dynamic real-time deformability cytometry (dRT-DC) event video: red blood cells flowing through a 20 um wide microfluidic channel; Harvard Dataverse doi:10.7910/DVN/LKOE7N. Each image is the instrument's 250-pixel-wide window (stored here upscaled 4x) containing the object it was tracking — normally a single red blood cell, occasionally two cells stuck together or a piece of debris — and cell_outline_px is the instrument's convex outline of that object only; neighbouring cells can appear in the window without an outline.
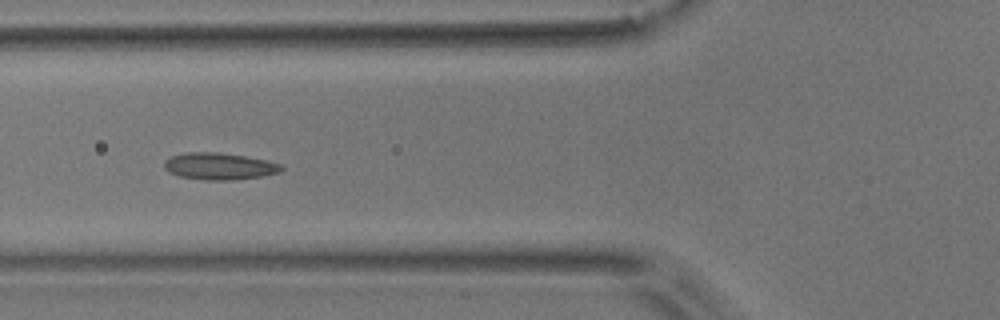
{"species": "common noctule bat (a hibernating species)", "species_latin": "Nyctalus noctula", "temperature_condition": "room temperature", "stored_images_in_passage": 11, "camera_frame_rate_fps": 3000, "um_per_image_px": 0.085, "animal": {"sex": "male", "body_mass_g": 17.9}, "frame": {"image": 1, "passage_image": 4, "time_ms": 4.333, "image_size_px": [1000, 320], "cell_outline_px": [[284, 168], [280, 172], [264, 176], [232, 180], [204, 180], [180, 176], [168, 172], [164, 168], [164, 160], [172, 156], [184, 152], [220, 152], [268, 160], [280, 164]], "centroid_in_image_um": [18.64, 14.13], "position_along_channel_um": 107.2, "area_um2": 18.5}}
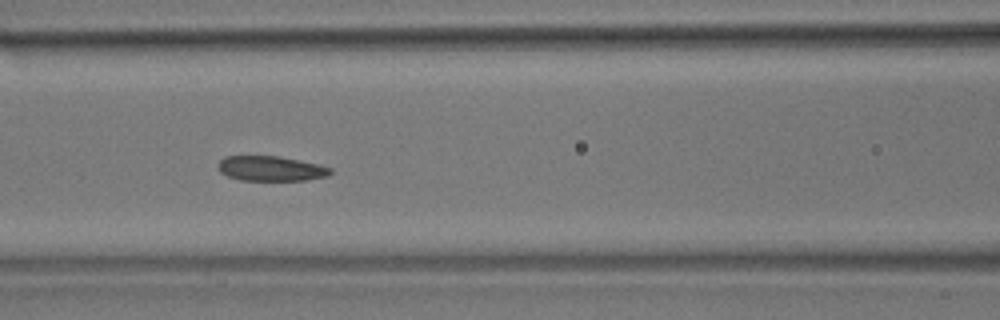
{"frame": {"image": 2, "passage_image": 5, "time_ms": 5.333, "image_size_px": [1000, 320], "cell_outline_px": [[332, 172], [328, 176], [308, 180], [240, 180], [228, 176], [220, 172], [216, 168], [216, 164], [224, 156], [280, 156], [316, 164], [332, 168]], "centroid_in_image_um": [22.98, 14.32], "position_along_channel_um": 143.6, "area_um2": 16.42}}
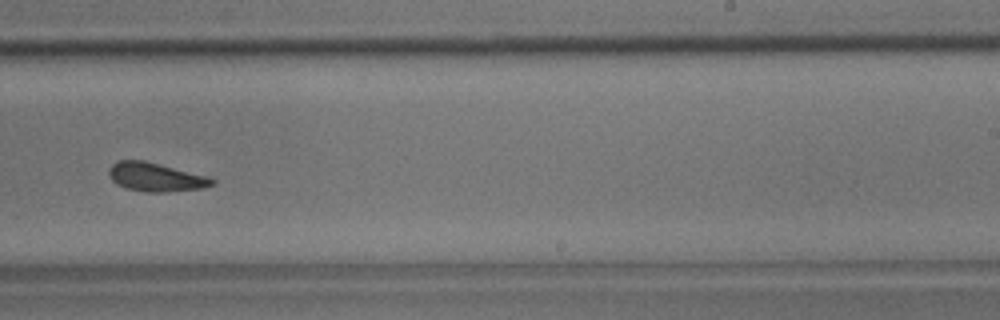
{"frame": {"image": 3, "passage_image": 8, "time_ms": 9.0, "image_size_px": [1000, 320], "cell_outline_px": [[216, 184], [200, 188], [164, 192], [144, 192], [128, 188], [116, 184], [108, 176], [108, 168], [116, 160], [144, 160], [212, 176], [216, 180]], "centroid_in_image_um": [13.26, 15.03], "position_along_channel_um": 275.7, "area_um2": 17.63}, "authors_computed_cell_mechanics": {"area_um2": 17.629, "velocity_mm_per_s": 3.6258, "shape_relaxation_time_tau1_ms": null, "shape_relaxation_time_tau2_ms": 3.5272, "deformation_change_tau1": null, "deformation_change_tau2": 0.089}}